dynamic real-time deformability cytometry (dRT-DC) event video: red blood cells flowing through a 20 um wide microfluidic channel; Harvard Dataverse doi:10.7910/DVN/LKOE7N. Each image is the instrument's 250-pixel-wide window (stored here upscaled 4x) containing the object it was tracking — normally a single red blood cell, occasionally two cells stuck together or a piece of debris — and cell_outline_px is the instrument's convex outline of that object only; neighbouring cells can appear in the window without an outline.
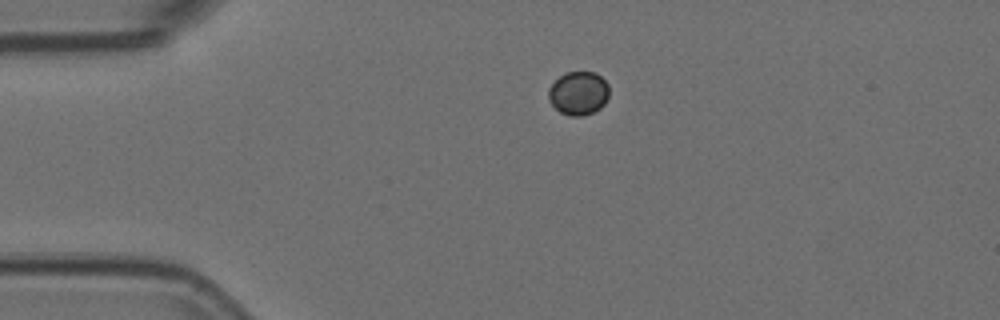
{"species": "Egyptian fruit bat (a non-hibernating species)", "species_latin": "Rousettus aegyptiacus", "temperature_condition": "room temperature", "stored_images_in_passage": 2, "camera_frame_rate_fps": 3000, "um_per_image_px": 0.085, "animal": {"sex": "female"}, "frame": {"image": 1, "passage_image": 1, "time_ms": 0.0, "image_size_px": [1000, 320], "cell_outline_px": [[608, 96], [604, 104], [600, 108], [592, 112], [580, 116], [568, 116], [560, 112], [548, 100], [548, 88], [564, 72], [596, 72], [608, 84]], "centroid_in_image_um": [49.16, 7.92], "position_along_channel_um": 35.8, "area_um2": 15.37}}